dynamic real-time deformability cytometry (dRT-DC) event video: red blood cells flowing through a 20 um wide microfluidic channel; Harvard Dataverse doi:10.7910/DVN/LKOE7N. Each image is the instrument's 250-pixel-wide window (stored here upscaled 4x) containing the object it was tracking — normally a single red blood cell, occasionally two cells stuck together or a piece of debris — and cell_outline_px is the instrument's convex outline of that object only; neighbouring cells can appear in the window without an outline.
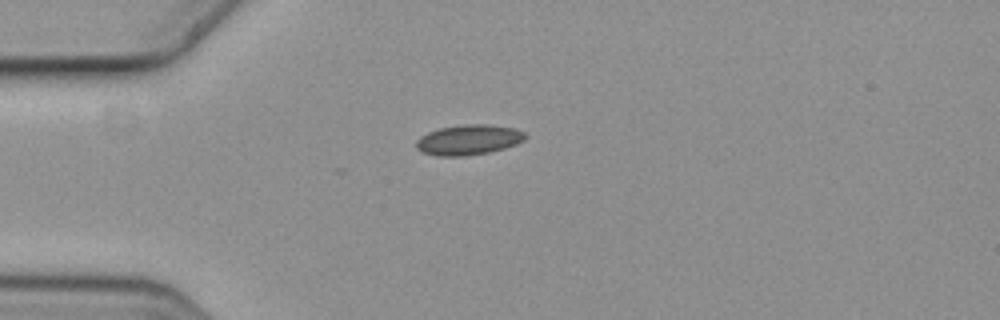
{"species": "common noctule bat (a hibernating species)", "species_latin": "Nyctalus noctula", "temperature_condition": "cold", "stored_images_in_passage": 3, "camera_frame_rate_fps": 3000, "um_per_image_px": 0.085, "animal": {"sex": "female", "body_mass_g": 19.3, "forearm_length_mm": 54.1}, "frame": {"image": 1, "passage_image": 3, "time_ms": 0.667, "image_size_px": [1000, 320], "cell_outline_px": [[528, 136], [524, 140], [516, 144], [504, 148], [488, 152], [464, 156], [436, 156], [420, 152], [416, 148], [416, 140], [420, 136], [428, 132], [440, 128], [464, 124], [488, 124], [516, 128], [524, 132]], "centroid_in_image_um": [39.82, 11.88], "position_along_channel_um": 45.2, "area_um2": 19.36}}